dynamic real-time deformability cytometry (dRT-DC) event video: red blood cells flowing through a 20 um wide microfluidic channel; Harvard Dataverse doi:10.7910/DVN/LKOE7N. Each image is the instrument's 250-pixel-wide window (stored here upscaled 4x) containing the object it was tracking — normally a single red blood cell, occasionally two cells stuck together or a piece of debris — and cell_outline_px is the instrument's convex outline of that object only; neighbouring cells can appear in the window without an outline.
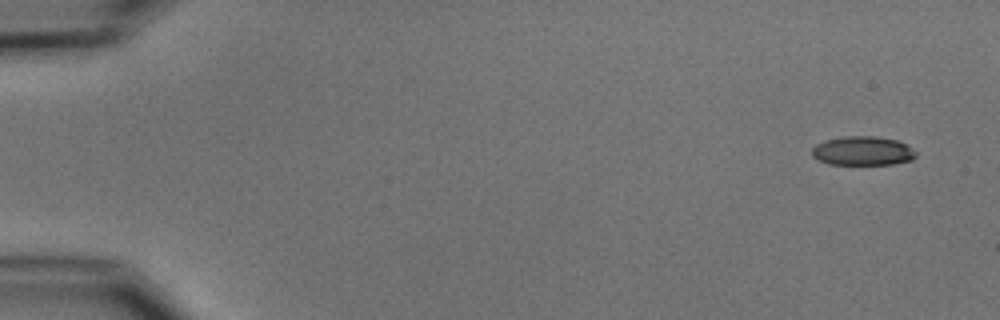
{"species": "common noctule bat (a hibernating species)", "species_latin": "Nyctalus noctula", "temperature_condition": "cold", "stored_images_in_passage": 5, "camera_frame_rate_fps": 3000, "um_per_image_px": 0.085, "animal": {"sex": "male", "body_mass_g": 15.6}, "frame": {"image": 1, "passage_image": 1, "time_ms": 0.0, "image_size_px": [1000, 320], "cell_outline_px": [[916, 156], [912, 160], [892, 164], [828, 164], [812, 156], [812, 148], [816, 144], [824, 140], [844, 136], [876, 136], [896, 140], [904, 144], [916, 152]], "centroid_in_image_um": [73.3, 12.82], "position_along_channel_um": 11.7, "area_um2": 17.51}}
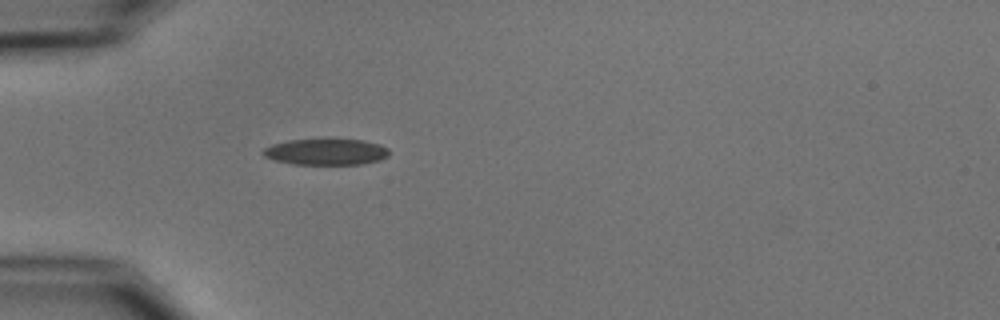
{"frame": {"image": 2, "passage_image": 5, "time_ms": 4.667, "image_size_px": [1000, 320], "cell_outline_px": [[388, 156], [380, 160], [360, 164], [292, 164], [276, 160], [264, 156], [260, 152], [264, 148], [272, 144], [288, 140], [364, 140], [380, 144], [388, 148]], "centroid_in_image_um": [27.7, 12.91], "position_along_channel_um": 57.3, "area_um2": 19.07}}